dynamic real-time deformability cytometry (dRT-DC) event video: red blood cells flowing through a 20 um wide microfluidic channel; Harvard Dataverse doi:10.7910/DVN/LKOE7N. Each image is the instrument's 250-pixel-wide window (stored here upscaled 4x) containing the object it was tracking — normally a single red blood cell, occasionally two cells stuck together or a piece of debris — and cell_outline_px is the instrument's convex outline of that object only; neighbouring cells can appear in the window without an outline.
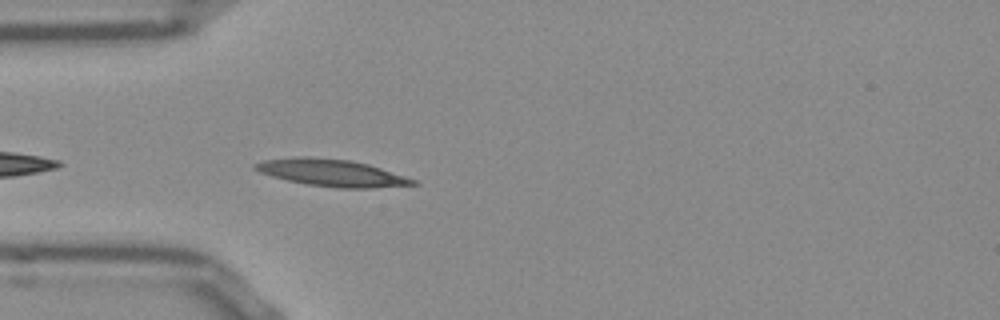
{"species": "Egyptian fruit bat (a non-hibernating species)", "species_latin": "Rousettus aegyptiacus", "temperature_condition": "room temperature", "stored_images_in_passage": 17, "camera_frame_rate_fps": 3000, "um_per_image_px": 0.085, "frame": {"image": 1, "passage_image": 3, "time_ms": 0.667, "image_size_px": [1000, 320], "cell_outline_px": [[420, 184], [372, 188], [340, 188], [308, 184], [288, 180], [272, 176], [260, 172], [252, 168], [252, 164], [264, 160], [300, 156], [308, 156], [348, 160], [368, 164], [416, 180]], "centroid_in_image_um": [28.17, 14.68], "position_along_channel_um": 56.8, "area_um2": 24.62}}
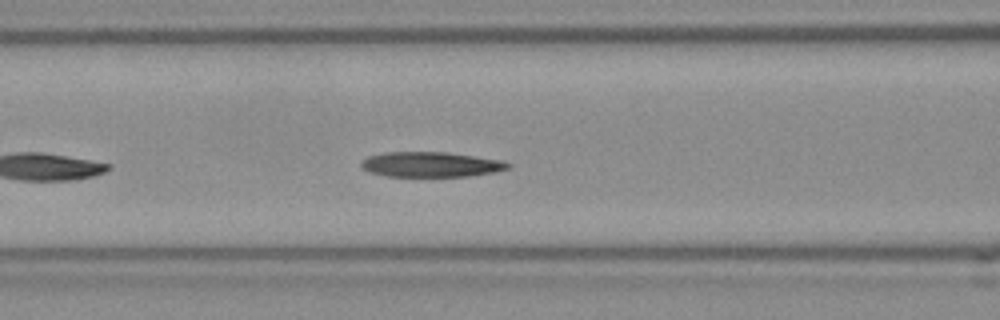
{"frame": {"image": 2, "passage_image": 9, "time_ms": 2.667, "image_size_px": [1000, 320], "cell_outline_px": [[512, 164], [508, 168], [492, 172], [468, 176], [388, 176], [372, 172], [364, 168], [360, 164], [368, 156], [384, 152], [448, 152], [500, 160]], "centroid_in_image_um": [36.63, 13.97], "position_along_channel_um": 130.0, "area_um2": 21.1}}
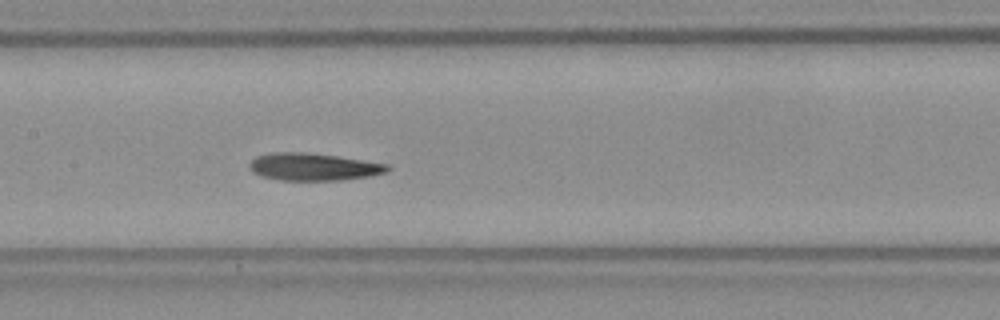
{"frame": {"image": 3, "passage_image": 13, "time_ms": 4.0, "image_size_px": [1000, 320], "cell_outline_px": [[392, 168], [384, 172], [368, 176], [340, 180], [280, 180], [264, 176], [252, 172], [248, 168], [248, 164], [256, 156], [276, 152], [308, 152], [336, 156], [388, 164]], "centroid_in_image_um": [26.61, 14.17], "position_along_channel_um": 180.8, "area_um2": 21.85}}